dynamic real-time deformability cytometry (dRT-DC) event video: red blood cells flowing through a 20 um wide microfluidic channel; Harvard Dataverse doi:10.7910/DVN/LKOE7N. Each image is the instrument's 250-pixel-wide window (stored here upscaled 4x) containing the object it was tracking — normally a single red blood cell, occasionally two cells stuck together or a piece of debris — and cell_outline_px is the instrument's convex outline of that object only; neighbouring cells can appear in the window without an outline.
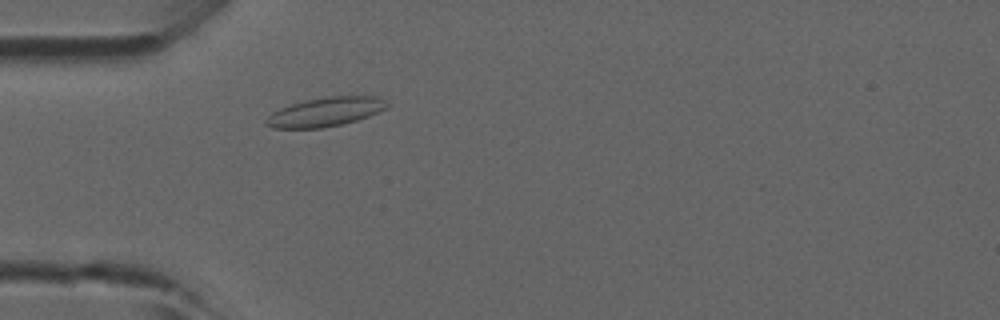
{"species": "common noctule bat (a hibernating species)", "species_latin": "Nyctalus noctula", "temperature_condition": "room temperature", "stored_images_in_passage": 3, "camera_frame_rate_fps": 3000, "um_per_image_px": 0.085, "animal": {"sex": "male", "forearm_length_mm": 52.5}, "frame": {"image": 1, "passage_image": 3, "time_ms": 0.667, "image_size_px": [1000, 320], "cell_outline_px": [[392, 104], [388, 108], [368, 116], [344, 124], [320, 128], [272, 128], [264, 124], [264, 120], [272, 112], [280, 108], [304, 100], [324, 96], [376, 96]], "centroid_in_image_um": [27.67, 9.51], "position_along_channel_um": 57.3, "area_um2": 20.69}}